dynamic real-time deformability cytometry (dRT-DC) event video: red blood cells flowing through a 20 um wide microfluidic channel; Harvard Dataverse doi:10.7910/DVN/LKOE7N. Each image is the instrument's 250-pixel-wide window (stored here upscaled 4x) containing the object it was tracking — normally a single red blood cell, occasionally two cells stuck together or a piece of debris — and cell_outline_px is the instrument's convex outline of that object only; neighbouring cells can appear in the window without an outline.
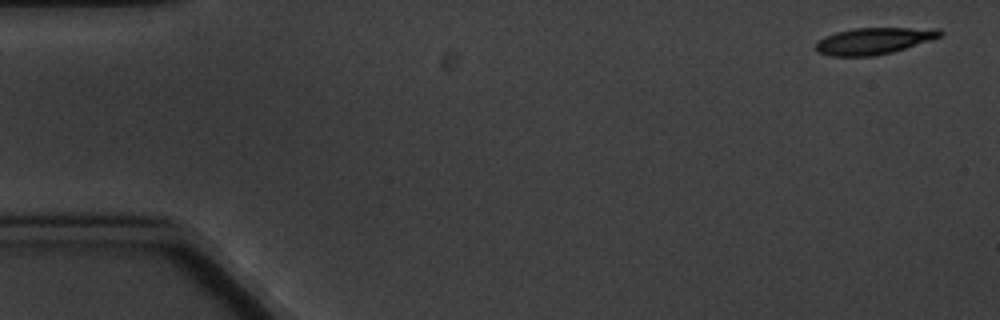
{"species": "common noctule bat (a hibernating species)", "species_latin": "Nyctalus noctula", "temperature_condition": "cold", "stored_images_in_passage": 9, "camera_frame_rate_fps": 3000, "um_per_image_px": 0.085, "animal": {"sex": "male", "body_mass_g": 20.1, "forearm_length_mm": 53.5}, "frame": {"image": 1, "passage_image": 1, "time_ms": 0.0, "image_size_px": [1000, 320], "cell_outline_px": [[944, 32], [940, 36], [932, 40], [892, 52], [876, 56], [828, 56], [816, 52], [816, 40], [824, 36], [836, 32], [852, 28], [940, 28]], "centroid_in_image_um": [74.25, 3.47], "position_along_channel_um": 10.8, "area_um2": 19.54}}
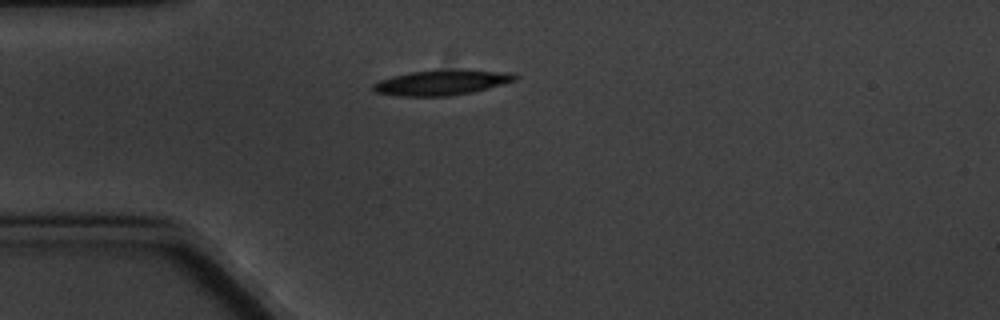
{"frame": {"image": 2, "passage_image": 4, "time_ms": 4.333, "image_size_px": [1000, 320], "cell_outline_px": [[516, 80], [472, 92], [448, 96], [396, 96], [376, 92], [372, 88], [372, 84], [380, 80], [392, 76], [412, 72], [464, 68], [468, 68], [512, 72], [516, 76]], "centroid_in_image_um": [37.57, 6.99], "position_along_channel_um": 47.4, "area_um2": 21.04}}